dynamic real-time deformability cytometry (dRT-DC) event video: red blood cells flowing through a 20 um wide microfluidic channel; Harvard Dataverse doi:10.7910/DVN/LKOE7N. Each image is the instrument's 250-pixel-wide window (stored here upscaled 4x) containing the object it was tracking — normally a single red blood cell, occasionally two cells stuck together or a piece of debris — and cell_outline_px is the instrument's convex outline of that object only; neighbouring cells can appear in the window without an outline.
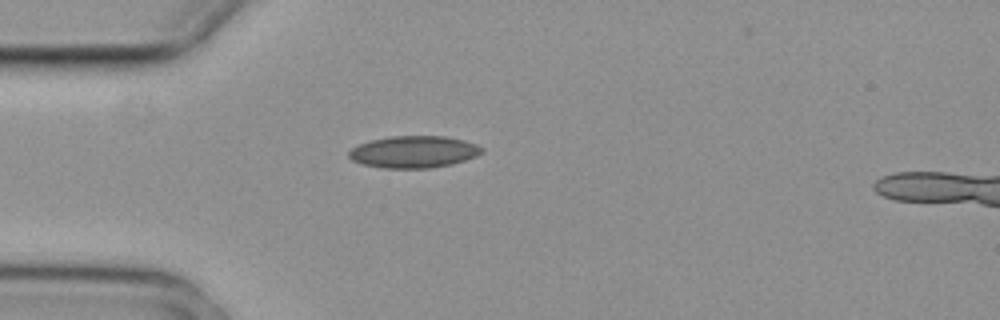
{"species": "common noctule bat (a hibernating species)", "species_latin": "Nyctalus noctula", "temperature_condition": "cold", "stored_images_in_passage": 2, "camera_frame_rate_fps": 3000, "um_per_image_px": 0.085, "animal": {"sex": "female", "body_mass_g": 29.2, "forearm_length_mm": 56.3}, "frame": {"image": 1, "passage_image": 1, "time_ms": 0.0, "image_size_px": [1000, 320], "cell_outline_px": [[484, 152], [476, 156], [452, 164], [428, 168], [384, 168], [364, 164], [352, 160], [348, 156], [348, 152], [352, 148], [360, 144], [372, 140], [392, 136], [444, 136], [464, 140], [476, 144], [484, 148]], "centroid_in_image_um": [35.2, 12.9], "position_along_channel_um": 49.8, "area_um2": 24.62}}